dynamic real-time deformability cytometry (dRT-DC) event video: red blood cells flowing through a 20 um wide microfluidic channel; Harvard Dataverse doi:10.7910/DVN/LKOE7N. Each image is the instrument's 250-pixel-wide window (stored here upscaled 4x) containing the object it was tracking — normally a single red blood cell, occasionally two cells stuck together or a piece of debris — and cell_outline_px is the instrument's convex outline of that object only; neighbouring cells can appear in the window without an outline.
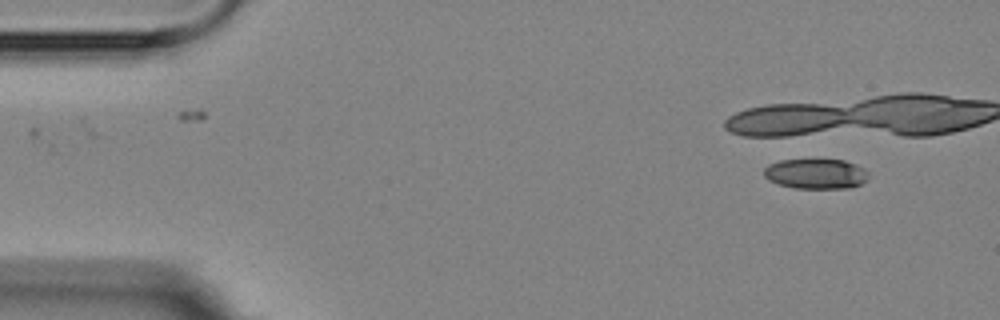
{"species": "Egyptian fruit bat (a non-hibernating species)", "species_latin": "Rousettus aegyptiacus", "temperature_condition": "room temperature", "stored_images_in_passage": 6, "camera_frame_rate_fps": 3000, "um_per_image_px": 0.085, "animal": {"sex": "female"}, "frame": {"image": 1, "passage_image": 1, "time_ms": 0.0, "image_size_px": [1000, 320], "cell_outline_px": [[868, 180], [860, 184], [848, 188], [792, 188], [768, 180], [764, 176], [764, 168], [768, 164], [780, 160], [844, 160], [856, 164], [864, 168], [868, 172]], "centroid_in_image_um": [69.35, 14.77], "position_along_channel_um": 15.6, "area_um2": 18.38}}